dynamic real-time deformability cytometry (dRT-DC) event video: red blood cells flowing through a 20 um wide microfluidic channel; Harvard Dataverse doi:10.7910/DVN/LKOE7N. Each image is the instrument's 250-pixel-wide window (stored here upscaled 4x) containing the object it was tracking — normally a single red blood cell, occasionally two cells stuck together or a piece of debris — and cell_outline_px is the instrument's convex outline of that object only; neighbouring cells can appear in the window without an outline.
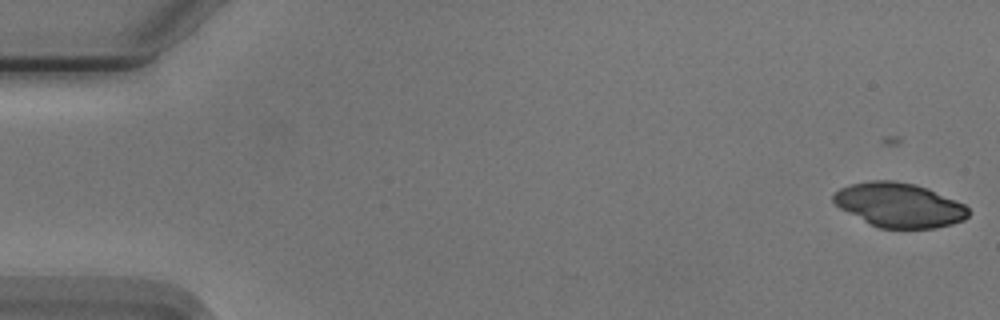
{"species": "Egyptian fruit bat (a non-hibernating species)", "species_latin": "Rousettus aegyptiacus", "temperature_condition": "cold", "stored_images_in_passage": 55, "camera_frame_rate_fps": 3000, "um_per_image_px": 0.085, "animal": {"sex": "male"}, "frame": {"image": 1, "passage_image": 2, "time_ms": 0.333, "image_size_px": [1000, 320], "cell_outline_px": [[968, 216], [964, 220], [952, 224], [936, 228], [880, 228], [840, 208], [832, 200], [832, 196], [840, 188], [852, 184], [872, 180], [892, 180], [912, 184], [924, 188], [964, 204], [968, 208]], "centroid_in_image_um": [76.42, 17.43], "position_along_channel_um": 8.6, "area_um2": 34.16}}